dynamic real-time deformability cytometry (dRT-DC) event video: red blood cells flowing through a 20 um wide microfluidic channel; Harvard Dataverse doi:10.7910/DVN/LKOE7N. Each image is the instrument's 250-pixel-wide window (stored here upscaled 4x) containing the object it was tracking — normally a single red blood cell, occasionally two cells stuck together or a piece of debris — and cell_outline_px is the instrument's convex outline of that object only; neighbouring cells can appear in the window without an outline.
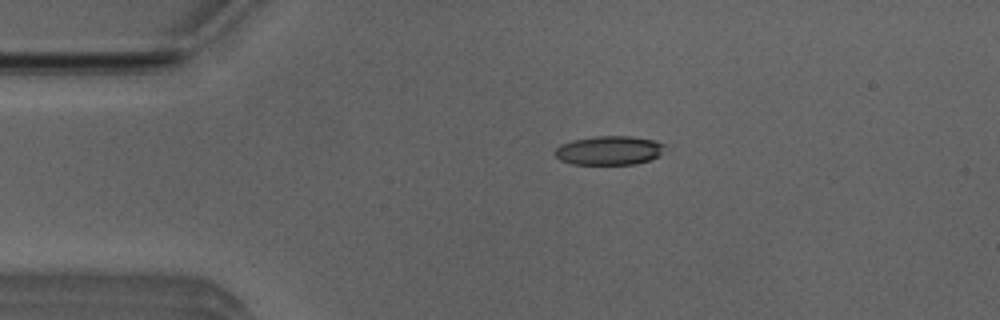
{"species": "Egyptian fruit bat (a non-hibernating species)", "species_latin": "Rousettus aegyptiacus", "temperature_condition": "room temperature", "stored_images_in_passage": 42, "camera_frame_rate_fps": 3000, "um_per_image_px": 0.085, "animal": {"sex": "male"}, "frame": {"image": 1, "passage_image": 1, "time_ms": 0.0, "image_size_px": [1000, 320], "cell_outline_px": [[664, 144], [660, 156], [636, 164], [572, 164], [560, 160], [556, 156], [556, 148], [560, 144], [572, 140], [596, 136], [632, 136], [656, 140]], "centroid_in_image_um": [51.78, 12.78], "position_along_channel_um": 33.2, "area_um2": 18.55}}
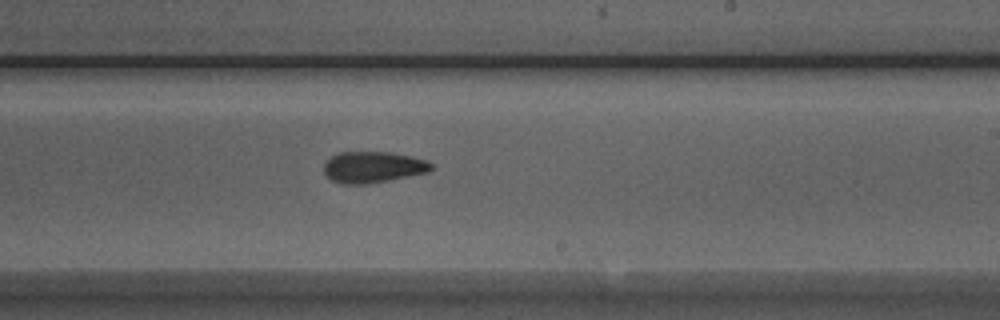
{"frame": {"image": 2, "passage_image": 21, "time_ms": 6.667, "image_size_px": [1000, 320], "cell_outline_px": [[432, 168], [428, 172], [368, 184], [340, 184], [332, 180], [324, 172], [324, 164], [332, 156], [340, 152], [392, 152], [428, 160], [432, 164]], "centroid_in_image_um": [31.71, 14.2], "position_along_channel_um": 257.3, "area_um2": 19.48}}
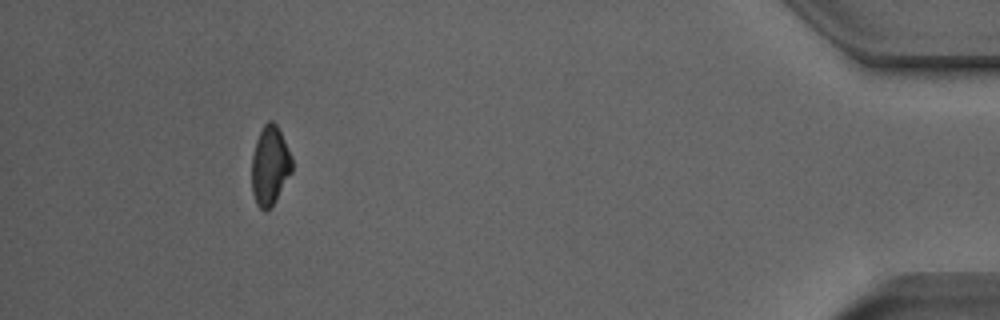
{"frame": {"image": 3, "passage_image": 38, "time_ms": 12.333, "image_size_px": [1000, 320], "cell_outline_px": [[292, 172], [272, 204], [268, 208], [260, 208], [256, 204], [252, 192], [252, 156], [256, 140], [264, 124], [268, 120], [272, 120], [276, 124], [292, 156]], "centroid_in_image_um": [22.94, 14.03], "position_along_channel_um": 412.3, "area_um2": 18.21}, "authors_computed_cell_mechanics": {"area_um2": 19.4208, "velocity_mm_per_s": 3.9434, "shape_relaxation_time_tau1_ms": 4.7505, "shape_relaxation_time_tau2_ms": 3.8439, "deformation_change_tau1": 0.1521, "deformation_change_tau2": 0.1181}}